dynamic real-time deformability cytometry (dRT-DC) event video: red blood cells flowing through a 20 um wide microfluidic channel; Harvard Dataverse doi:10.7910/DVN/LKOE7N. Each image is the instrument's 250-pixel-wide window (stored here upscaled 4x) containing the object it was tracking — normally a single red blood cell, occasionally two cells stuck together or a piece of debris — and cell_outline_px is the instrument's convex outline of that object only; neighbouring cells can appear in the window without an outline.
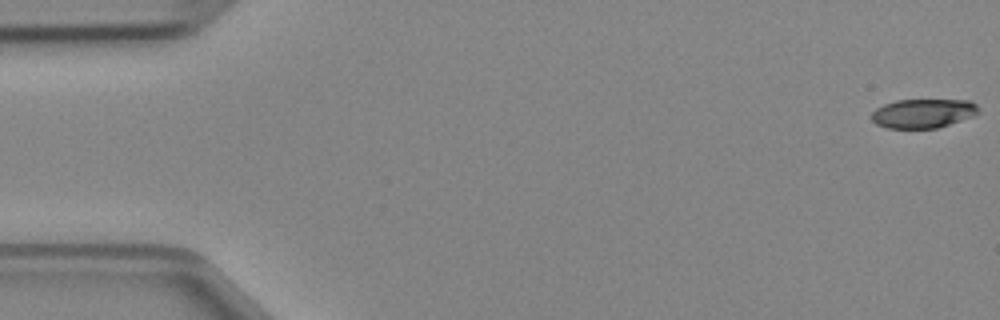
{"species": "Egyptian fruit bat (a non-hibernating species)", "species_latin": "Rousettus aegyptiacus", "temperature_condition": "cold", "stored_images_in_passage": 48, "camera_frame_rate_fps": 3000, "um_per_image_px": 0.085, "animal": {"sex": "female"}, "frame": {"image": 1, "passage_image": 1, "time_ms": 0.0, "image_size_px": [1000, 320], "cell_outline_px": [[980, 108], [972, 116], [936, 128], [888, 128], [876, 124], [872, 120], [872, 112], [876, 108], [884, 104], [896, 100], [968, 100], [976, 104]], "centroid_in_image_um": [78.43, 9.63], "position_along_channel_um": 6.6, "area_um2": 17.92}}
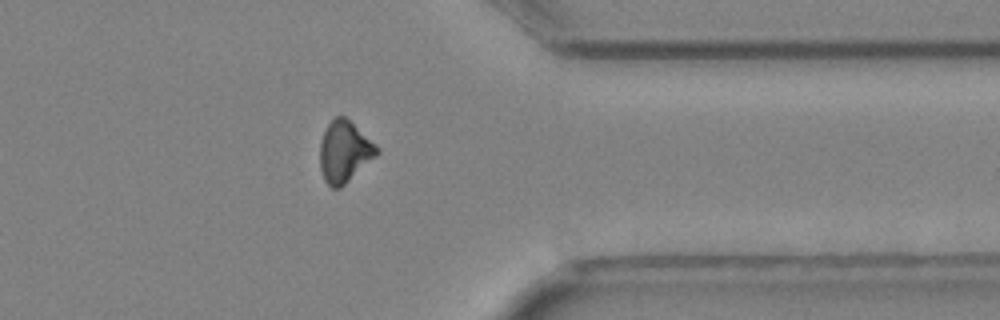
{"frame": {"image": 2, "passage_image": 38, "time_ms": 12.333, "image_size_px": [1000, 320], "cell_outline_px": [[380, 152], [376, 156], [340, 188], [332, 188], [324, 180], [320, 168], [320, 144], [324, 132], [328, 124], [336, 116], [344, 116], [376, 144], [380, 148]], "centroid_in_image_um": [29.28, 12.9], "position_along_channel_um": 382.1, "area_um2": 20.11}}
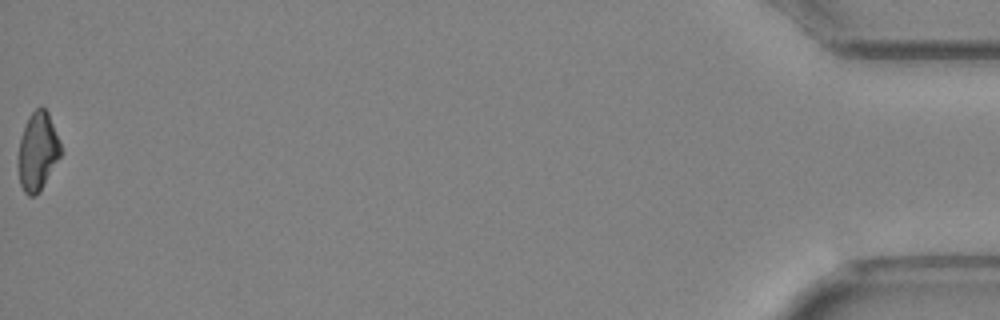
{"frame": {"image": 3, "passage_image": 48, "time_ms": 15.667, "image_size_px": [1000, 320], "cell_outline_px": [[64, 152], [40, 192], [36, 196], [28, 196], [24, 192], [20, 184], [20, 136], [24, 124], [28, 116], [40, 104], [48, 112], [60, 140]], "centroid_in_image_um": [3.26, 12.85], "position_along_channel_um": 431.9, "area_um2": 19.65}}